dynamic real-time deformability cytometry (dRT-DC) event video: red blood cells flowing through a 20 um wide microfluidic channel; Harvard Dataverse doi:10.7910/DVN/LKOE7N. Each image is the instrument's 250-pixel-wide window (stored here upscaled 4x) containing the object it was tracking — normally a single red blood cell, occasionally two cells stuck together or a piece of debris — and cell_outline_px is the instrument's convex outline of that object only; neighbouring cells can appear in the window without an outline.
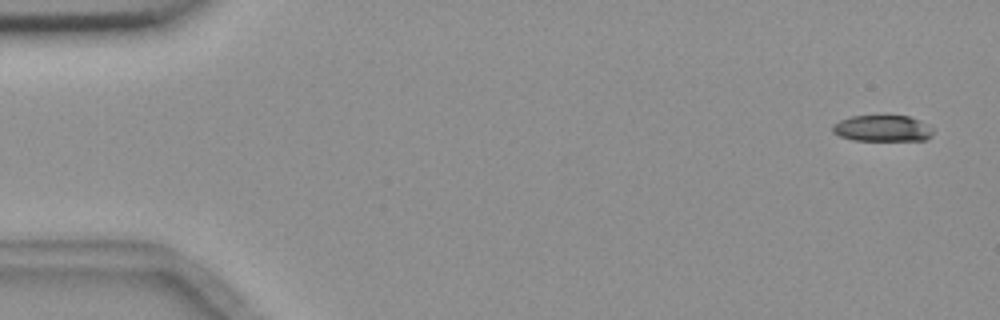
{"species": "common noctule bat (a hibernating species)", "species_latin": "Nyctalus noctula", "temperature_condition": "room temperature", "stored_images_in_passage": 4, "camera_frame_rate_fps": 3000, "um_per_image_px": 0.085, "animal": {"sex": "female", "body_mass_g": 18.4}, "frame": {"image": 1, "passage_image": 1, "time_ms": 0.0, "image_size_px": [1000, 320], "cell_outline_px": [[932, 136], [924, 140], [852, 140], [840, 136], [832, 132], [832, 124], [840, 120], [852, 116], [884, 112], [908, 116], [920, 120], [928, 124], [932, 128]], "centroid_in_image_um": [75.0, 10.85], "position_along_channel_um": 10.0, "area_um2": 16.18}}
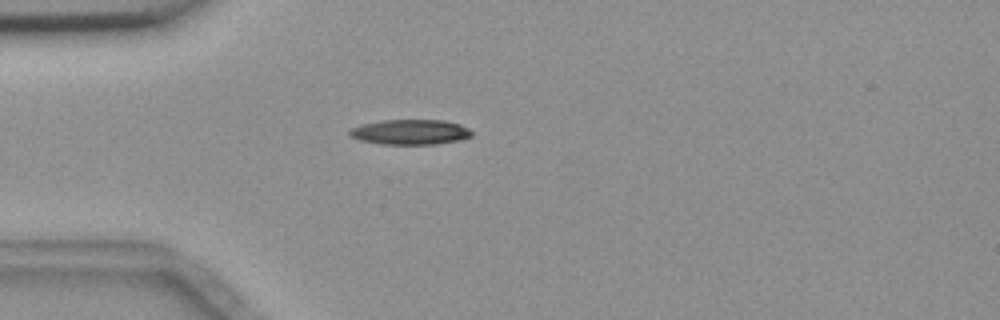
{"frame": {"image": 2, "passage_image": 4, "time_ms": 4.333, "image_size_px": [1000, 320], "cell_outline_px": [[472, 136], [460, 140], [436, 144], [380, 144], [360, 140], [352, 136], [348, 132], [352, 128], [360, 124], [380, 120], [444, 120], [460, 124], [468, 128], [472, 132]], "centroid_in_image_um": [34.88, 11.22], "position_along_channel_um": 50.1, "area_um2": 17.92}}